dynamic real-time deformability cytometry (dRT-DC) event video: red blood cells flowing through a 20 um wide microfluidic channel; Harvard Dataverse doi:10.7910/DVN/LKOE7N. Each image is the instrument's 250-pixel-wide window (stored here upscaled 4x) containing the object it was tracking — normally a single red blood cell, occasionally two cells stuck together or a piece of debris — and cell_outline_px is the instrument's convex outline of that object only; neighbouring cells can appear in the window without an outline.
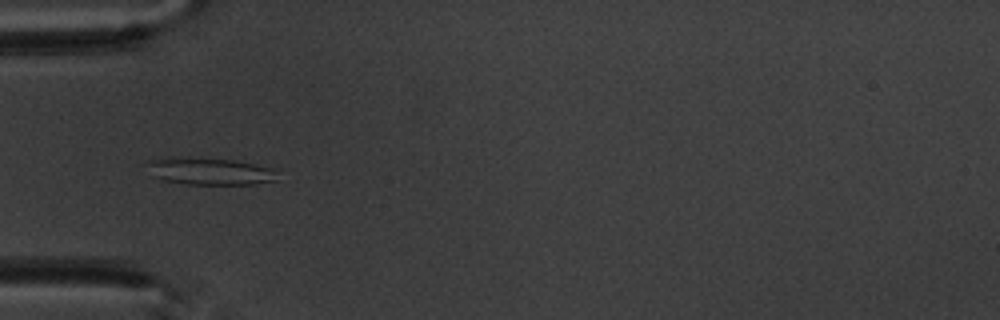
{"species": "common noctule bat (a hibernating species)", "species_latin": "Nyctalus noctula", "temperature_condition": "warm", "stored_images_in_passage": 5, "camera_frame_rate_fps": 3000, "um_per_image_px": 0.085, "animal": {"sex": "male", "body_mass_g": 20.1, "forearm_length_mm": 53.5}, "frame": {"image": 1, "passage_image": 5, "time_ms": 5.667, "image_size_px": [1000, 320], "cell_outline_px": [[276, 180], [252, 184], [184, 184], [164, 180], [152, 176], [144, 164], [148, 160], [160, 156], [188, 156], [232, 160], [276, 168]], "centroid_in_image_um": [17.71, 14.52], "position_along_channel_um": 67.3, "area_um2": 21.21}}